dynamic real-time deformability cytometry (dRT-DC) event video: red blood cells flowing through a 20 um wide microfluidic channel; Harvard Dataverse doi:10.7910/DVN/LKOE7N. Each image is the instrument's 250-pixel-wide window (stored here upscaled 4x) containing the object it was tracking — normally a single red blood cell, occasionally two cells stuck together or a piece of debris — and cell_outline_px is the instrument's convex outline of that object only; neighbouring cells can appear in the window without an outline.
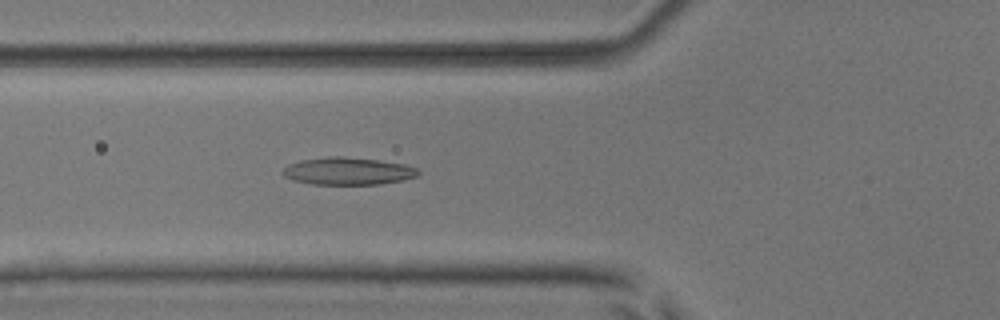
{"species": "common noctule bat (a hibernating species)", "species_latin": "Nyctalus noctula", "temperature_condition": "room temperature", "stored_images_in_passage": 7, "camera_frame_rate_fps": 3000, "um_per_image_px": 0.085, "animal": {"sex": "male", "body_mass_g": 17.9, "forearm_length_mm": 54.2}, "frame": {"image": 1, "passage_image": 6, "time_ms": 5.667, "image_size_px": [1000, 320], "cell_outline_px": [[420, 172], [416, 176], [404, 180], [380, 184], [312, 184], [292, 180], [284, 176], [280, 172], [288, 164], [300, 160], [328, 156], [344, 156], [376, 160], [404, 164], [416, 168]], "centroid_in_image_um": [29.53, 14.54], "position_along_channel_um": 96.3, "area_um2": 21.68}}